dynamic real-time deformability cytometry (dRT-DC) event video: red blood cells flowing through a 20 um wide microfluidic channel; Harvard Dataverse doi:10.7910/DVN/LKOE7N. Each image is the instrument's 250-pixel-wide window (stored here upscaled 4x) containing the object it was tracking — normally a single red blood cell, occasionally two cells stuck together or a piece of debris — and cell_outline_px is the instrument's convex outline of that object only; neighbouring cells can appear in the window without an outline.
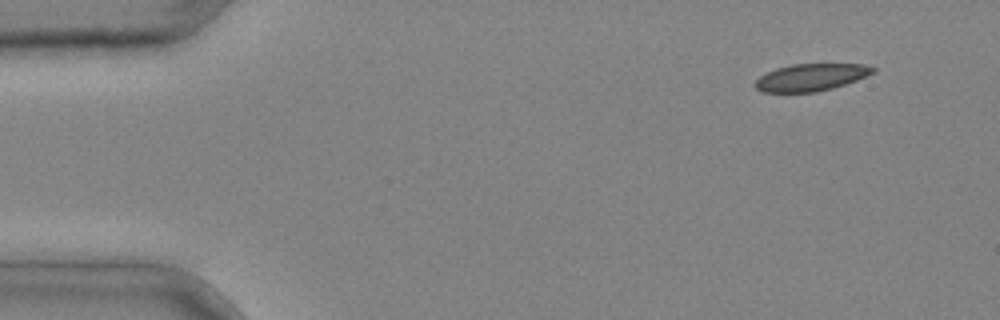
{"species": "common noctule bat (a hibernating species)", "species_latin": "Nyctalus noctula", "temperature_condition": "cold", "stored_images_in_passage": 2, "camera_frame_rate_fps": 3000, "um_per_image_px": 0.085, "animal": {"sex": "male", "body_mass_g": 20.4}, "frame": {"image": 1, "passage_image": 1, "time_ms": 0.0, "image_size_px": [1000, 320], "cell_outline_px": [[876, 72], [856, 80], [832, 88], [816, 92], [764, 92], [756, 88], [752, 84], [760, 76], [776, 68], [792, 64], [864, 64], [876, 68]], "centroid_in_image_um": [68.93, 6.57], "position_along_channel_um": 16.1, "area_um2": 18.61}}